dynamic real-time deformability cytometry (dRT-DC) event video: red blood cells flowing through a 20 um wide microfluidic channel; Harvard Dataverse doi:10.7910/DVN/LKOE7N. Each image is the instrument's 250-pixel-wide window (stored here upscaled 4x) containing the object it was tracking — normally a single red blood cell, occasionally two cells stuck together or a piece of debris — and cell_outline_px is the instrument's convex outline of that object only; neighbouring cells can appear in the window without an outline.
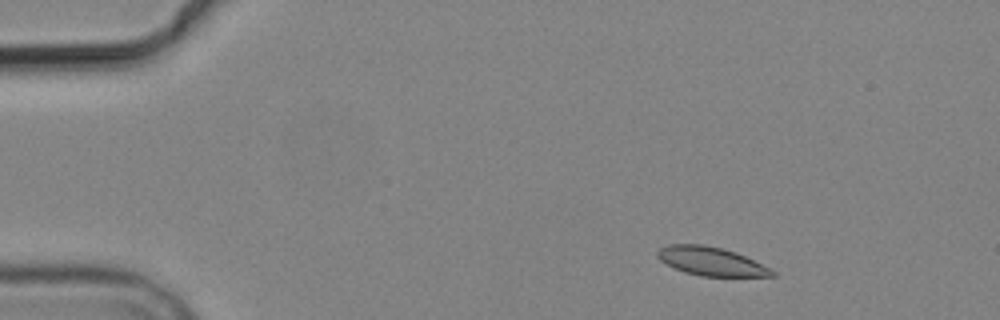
{"species": "common noctule bat (a hibernating species)", "species_latin": "Nyctalus noctula", "temperature_condition": "cold", "stored_images_in_passage": 9, "camera_frame_rate_fps": 3000, "um_per_image_px": 0.085, "animal": {"sex": "male", "body_mass_g": 19.2, "forearm_length_mm": 51.8}, "frame": {"image": 1, "passage_image": 2, "time_ms": 1.333, "image_size_px": [1000, 320], "cell_outline_px": [[776, 276], [700, 276], [684, 272], [660, 260], [656, 256], [656, 252], [660, 248], [668, 244], [704, 244], [736, 252], [776, 272]], "centroid_in_image_um": [60.4, 22.2], "position_along_channel_um": 24.6, "area_um2": 18.84}}
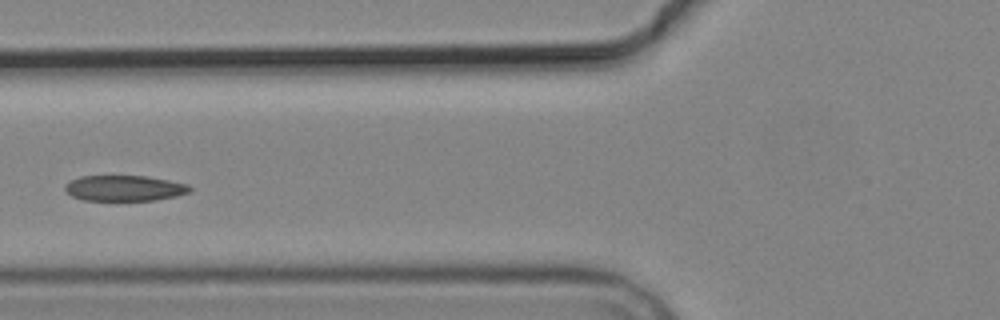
{"frame": {"image": 2, "passage_image": 6, "time_ms": 6.0, "image_size_px": [1000, 320], "cell_outline_px": [[192, 188], [188, 192], [176, 196], [156, 200], [84, 200], [72, 196], [64, 188], [64, 184], [80, 176], [144, 176], [168, 180], [188, 184]], "centroid_in_image_um": [10.57, 15.99], "position_along_channel_um": 115.2, "area_um2": 18.5}}
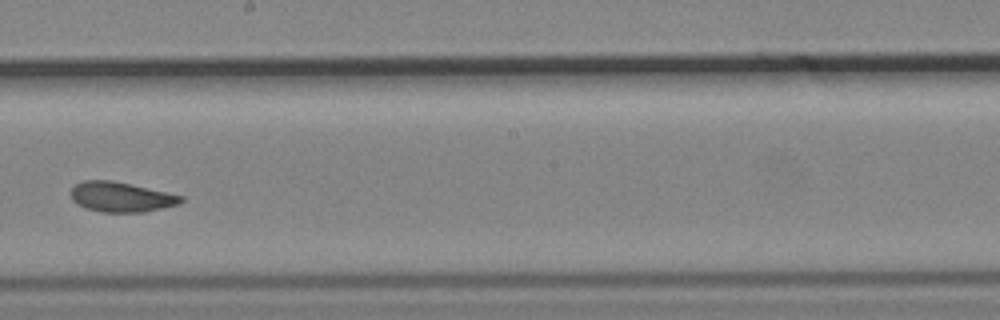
{"frame": {"image": 3, "passage_image": 9, "time_ms": 9.333, "image_size_px": [1000, 320], "cell_outline_px": [[184, 200], [180, 204], [144, 212], [100, 212], [84, 208], [76, 204], [72, 200], [68, 192], [76, 184], [84, 180], [112, 180], [132, 184], [184, 196]], "centroid_in_image_um": [10.26, 16.74], "position_along_channel_um": 237.9, "area_um2": 19.54}}